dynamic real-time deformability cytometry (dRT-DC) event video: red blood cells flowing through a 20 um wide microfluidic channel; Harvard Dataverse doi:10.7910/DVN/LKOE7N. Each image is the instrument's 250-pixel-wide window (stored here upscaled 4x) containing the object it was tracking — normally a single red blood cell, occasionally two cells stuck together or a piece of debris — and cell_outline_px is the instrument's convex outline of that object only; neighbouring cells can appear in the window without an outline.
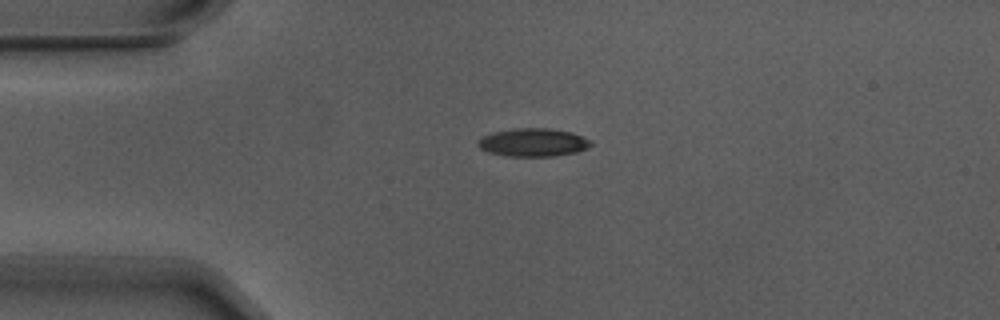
{"species": "Egyptian fruit bat (a non-hibernating species)", "species_latin": "Rousettus aegyptiacus", "temperature_condition": "warm", "stored_images_in_passage": 4, "camera_frame_rate_fps": 3000, "um_per_image_px": 0.085, "animal": {"sex": "male"}, "frame": {"image": 1, "passage_image": 2, "time_ms": 0.333, "image_size_px": [1000, 320], "cell_outline_px": [[592, 144], [588, 148], [576, 152], [556, 156], [504, 156], [488, 152], [480, 148], [476, 144], [476, 140], [492, 132], [516, 128], [548, 128], [572, 132], [592, 140]], "centroid_in_image_um": [45.31, 12.1], "position_along_channel_um": 39.7, "area_um2": 18.73}}